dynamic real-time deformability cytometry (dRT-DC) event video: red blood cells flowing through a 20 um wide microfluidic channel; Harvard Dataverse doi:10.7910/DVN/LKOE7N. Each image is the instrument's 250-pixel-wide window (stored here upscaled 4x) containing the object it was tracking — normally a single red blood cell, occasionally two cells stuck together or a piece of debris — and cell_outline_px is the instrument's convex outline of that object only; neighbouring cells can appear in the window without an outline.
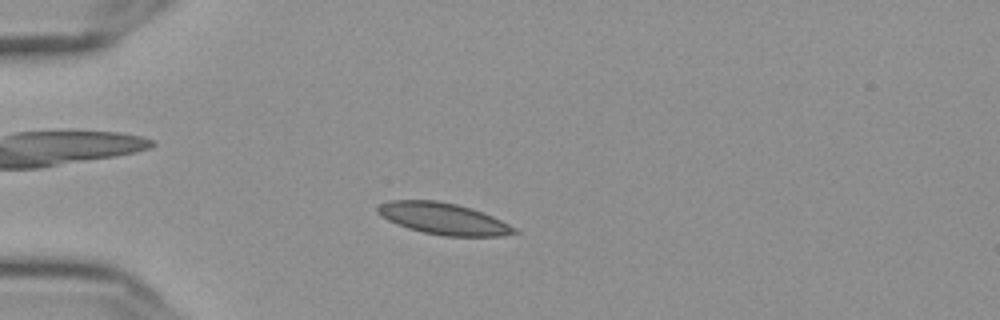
{"species": "Egyptian fruit bat (a non-hibernating species)", "species_latin": "Rousettus aegyptiacus", "temperature_condition": "cold", "stored_images_in_passage": 52, "camera_frame_rate_fps": 3000, "um_per_image_px": 0.085, "frame": {"image": 1, "passage_image": 11, "time_ms": 3.333, "image_size_px": [1000, 320], "cell_outline_px": [[520, 232], [500, 236], [444, 236], [424, 232], [408, 228], [396, 224], [388, 220], [376, 212], [376, 208], [380, 204], [388, 200], [436, 200], [456, 204], [472, 208], [492, 216], [516, 228]], "centroid_in_image_um": [37.67, 18.58], "position_along_channel_um": 47.3, "area_um2": 25.09}}
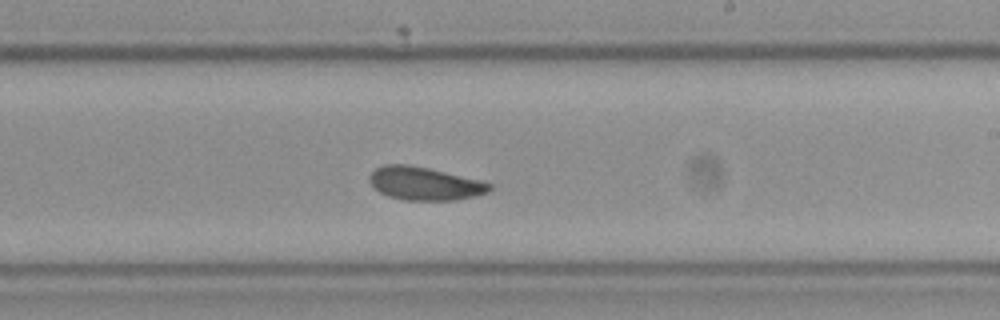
{"frame": {"image": 2, "passage_image": 30, "time_ms": 9.667, "image_size_px": [1000, 320], "cell_outline_px": [[492, 188], [488, 192], [476, 196], [456, 200], [404, 200], [388, 196], [380, 192], [368, 180], [368, 176], [376, 168], [384, 164], [408, 164], [428, 168], [480, 180], [492, 184]], "centroid_in_image_um": [36.09, 15.6], "position_along_channel_um": 252.9, "area_um2": 23.18}}
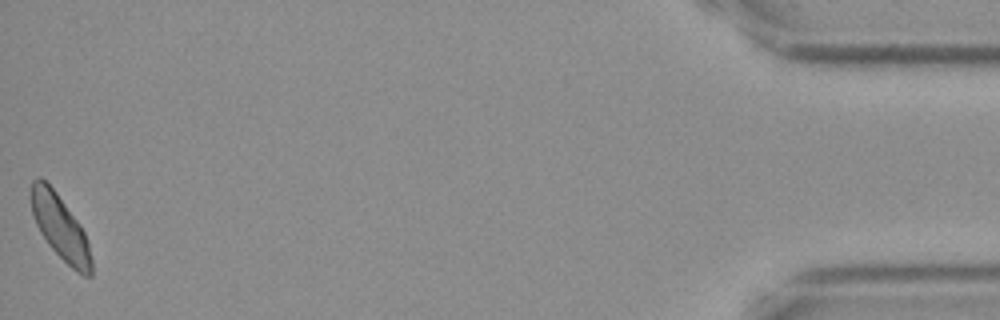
{"frame": {"image": 3, "passage_image": 52, "time_ms": 17.0, "image_size_px": [1000, 320], "cell_outline_px": [[92, 276], [84, 276], [76, 272], [48, 244], [40, 232], [36, 224], [32, 212], [32, 180], [36, 176], [40, 176], [56, 192], [80, 224], [84, 232], [88, 244], [92, 260]], "centroid_in_image_um": [5.13, 19.34], "position_along_channel_um": 430.1, "area_um2": 22.31}, "authors_computed_cell_mechanics": {"area_um2": 23.6402, "velocity_mm_per_s": 3.6053, "shape_relaxation_time_tau1_ms": 3.5708, "shape_relaxation_time_tau2_ms": 3.3465, "deformation_change_tau1": 0.066, "deformation_change_tau2": 0.0604}}